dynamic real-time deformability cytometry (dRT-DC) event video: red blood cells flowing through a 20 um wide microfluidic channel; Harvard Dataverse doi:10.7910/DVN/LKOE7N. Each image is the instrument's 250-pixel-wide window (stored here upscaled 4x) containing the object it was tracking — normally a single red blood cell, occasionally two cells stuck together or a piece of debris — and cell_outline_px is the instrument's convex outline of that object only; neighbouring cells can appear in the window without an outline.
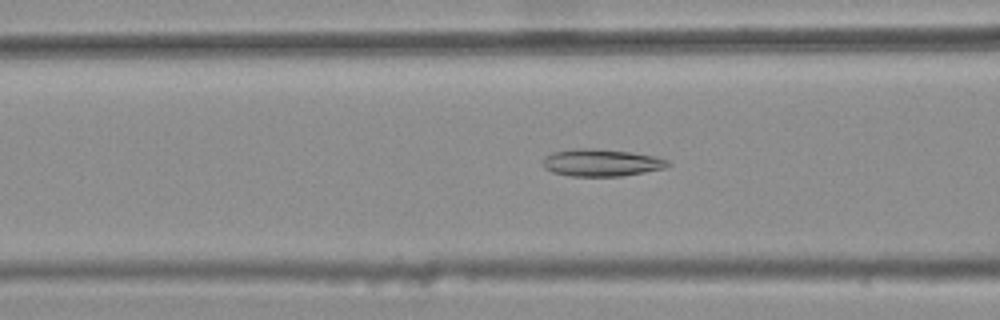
{"species": "common noctule bat (a hibernating species)", "species_latin": "Nyctalus noctula", "temperature_condition": "warm", "stored_images_in_passage": 56, "camera_frame_rate_fps": 3000, "um_per_image_px": 0.085, "animal": {"sex": "female", "body_mass_g": 25.1}, "frame": {"image": 1, "passage_image": 21, "time_ms": 6.667, "image_size_px": [1000, 320], "cell_outline_px": [[672, 164], [664, 168], [644, 172], [620, 176], [568, 176], [552, 172], [544, 168], [544, 156], [552, 152], [572, 148], [596, 148], [632, 152], [652, 156], [668, 160]], "centroid_in_image_um": [51.08, 13.82], "position_along_channel_um": 115.5, "area_um2": 19.94}}
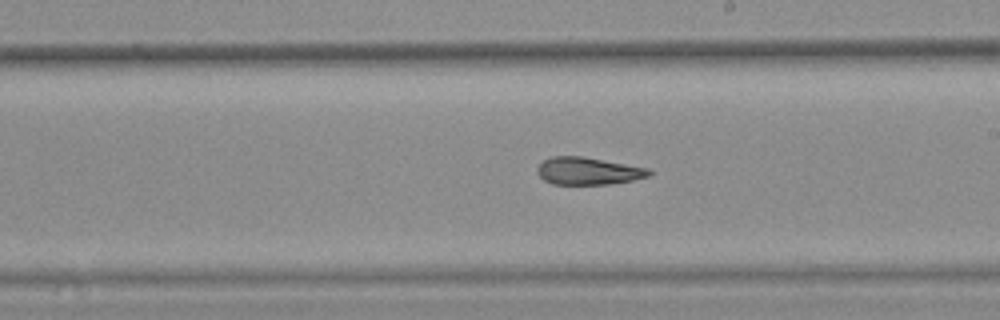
{"frame": {"image": 2, "passage_image": 31, "time_ms": 10.0, "image_size_px": [1000, 320], "cell_outline_px": [[652, 172], [648, 176], [632, 180], [608, 184], [552, 184], [544, 180], [536, 172], [536, 168], [544, 160], [552, 156], [584, 156], [648, 168]], "centroid_in_image_um": [49.96, 14.53], "position_along_channel_um": 239.0, "area_um2": 17.8}}
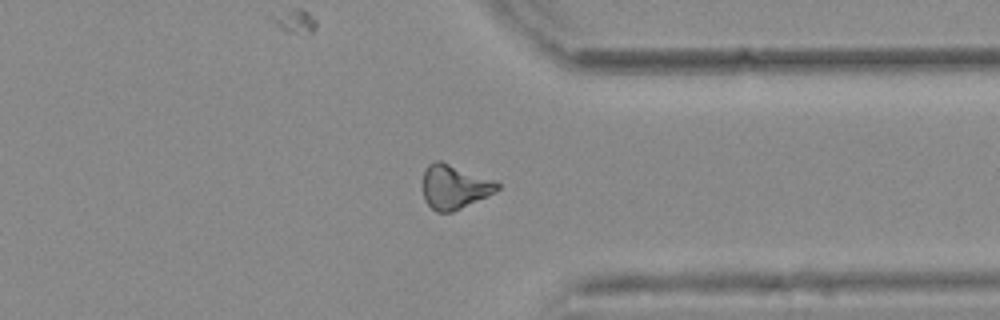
{"frame": {"image": 3, "passage_image": 42, "time_ms": 13.667, "image_size_px": [1000, 320], "cell_outline_px": [[500, 188], [496, 192], [488, 196], [452, 212], [436, 212], [424, 200], [424, 168], [428, 164], [436, 160], [440, 160], [492, 180], [500, 184]], "centroid_in_image_um": [38.61, 15.89], "position_along_channel_um": 372.8, "area_um2": 18.96}, "authors_computed_cell_mechanics": {"area_um2": 18.6983, "velocity_mm_per_s": 3.7121, "shape_relaxation_time_tau1_ms": null, "shape_relaxation_time_tau2_ms": 4.3125, "deformation_change_tau1": null, "deformation_change_tau2": 0.1064}}